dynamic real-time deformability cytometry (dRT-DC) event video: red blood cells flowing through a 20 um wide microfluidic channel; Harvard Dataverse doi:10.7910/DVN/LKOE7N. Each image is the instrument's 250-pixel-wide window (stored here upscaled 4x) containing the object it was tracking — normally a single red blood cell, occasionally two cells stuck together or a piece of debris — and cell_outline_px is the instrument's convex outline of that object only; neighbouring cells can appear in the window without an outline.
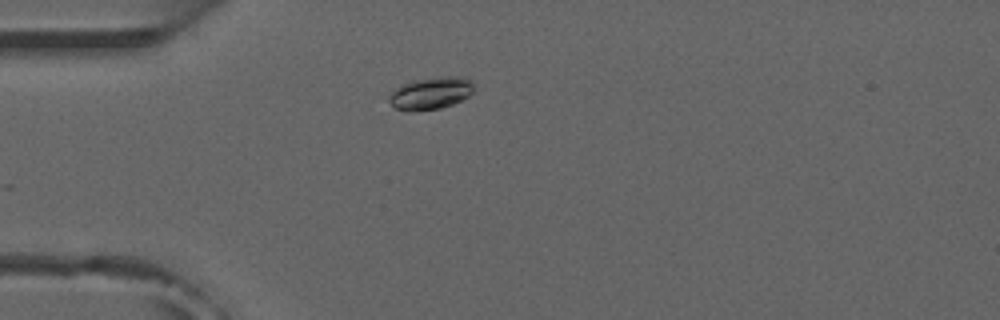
{"species": "common noctule bat (a hibernating species)", "species_latin": "Nyctalus noctula", "temperature_condition": "room temperature", "stored_images_in_passage": 39, "camera_frame_rate_fps": 3000, "um_per_image_px": 0.085, "animal": {"sex": "male", "forearm_length_mm": 52.5}, "frame": {"image": 1, "passage_image": 8, "time_ms": 2.333, "image_size_px": [1000, 320], "cell_outline_px": [[472, 92], [468, 96], [452, 104], [440, 108], [408, 112], [404, 112], [396, 108], [388, 100], [388, 96], [392, 88], [400, 84], [412, 80], [440, 76], [464, 76], [472, 80]], "centroid_in_image_um": [36.55, 7.91], "position_along_channel_um": 48.5, "area_um2": 16.3}}
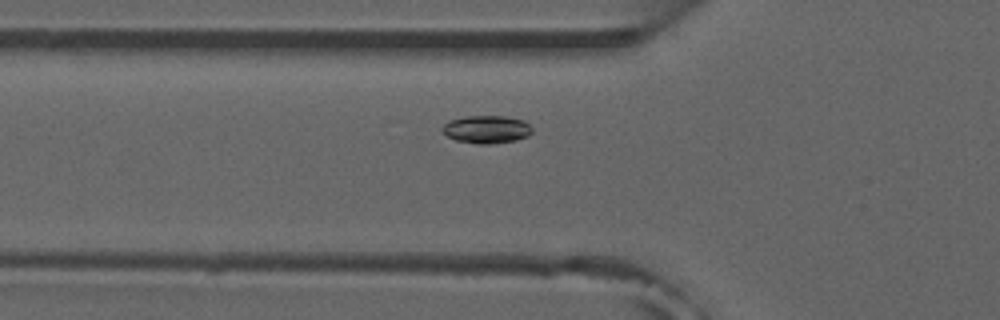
{"frame": {"image": 2, "passage_image": 12, "time_ms": 3.667, "image_size_px": [1000, 320], "cell_outline_px": [[532, 132], [528, 136], [516, 140], [496, 144], [476, 144], [456, 140], [448, 136], [440, 128], [444, 124], [452, 120], [464, 116], [504, 116], [524, 120], [532, 128]], "centroid_in_image_um": [41.38, 11.0], "position_along_channel_um": 84.4, "area_um2": 14.62}}
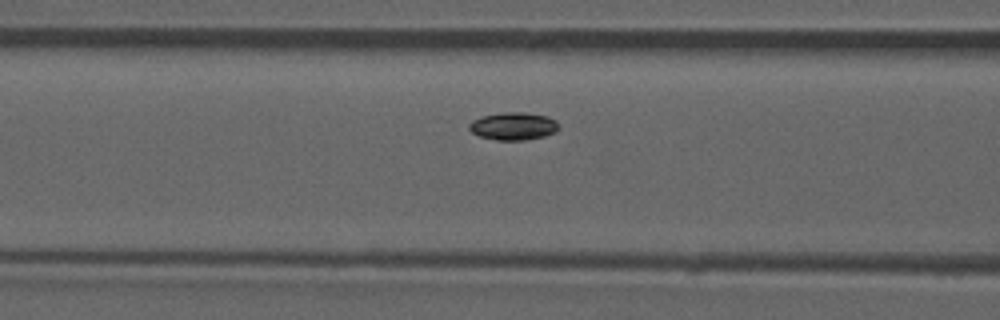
{"frame": {"image": 3, "passage_image": 15, "time_ms": 4.667, "image_size_px": [1000, 320], "cell_outline_px": [[556, 132], [544, 136], [528, 140], [496, 140], [480, 136], [472, 132], [468, 128], [468, 124], [472, 120], [484, 116], [504, 112], [524, 112], [548, 116], [556, 120]], "centroid_in_image_um": [43.62, 10.72], "position_along_channel_um": 123.0, "area_um2": 14.39}}